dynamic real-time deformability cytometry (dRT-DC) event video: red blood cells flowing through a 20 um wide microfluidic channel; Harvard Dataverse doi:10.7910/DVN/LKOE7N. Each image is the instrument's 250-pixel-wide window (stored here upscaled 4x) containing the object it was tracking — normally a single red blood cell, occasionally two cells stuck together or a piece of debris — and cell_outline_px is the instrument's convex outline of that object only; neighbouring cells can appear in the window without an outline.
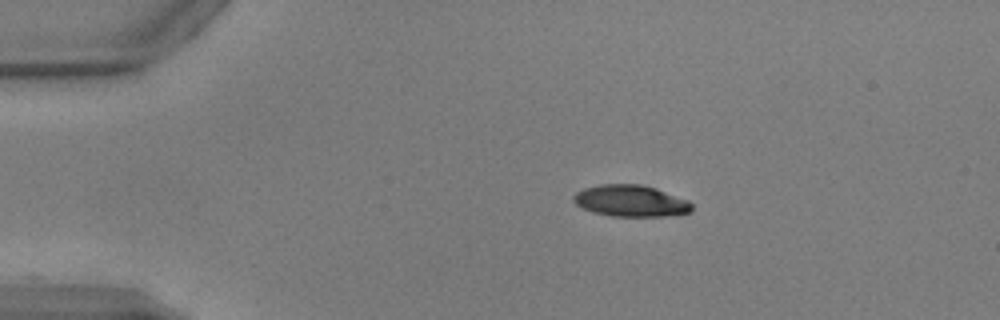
{"species": "common noctule bat (a hibernating species)", "species_latin": "Nyctalus noctula", "temperature_condition": "warm", "stored_images_in_passage": 43, "camera_frame_rate_fps": 3000, "um_per_image_px": 0.085, "animal": {"sex": "male", "body_mass_g": 17.9, "forearm_length_mm": 54.2}, "frame": {"image": 1, "passage_image": 1, "time_ms": 0.0, "image_size_px": [1000, 320], "cell_outline_px": [[692, 212], [668, 216], [612, 216], [592, 212], [576, 204], [572, 200], [572, 196], [576, 192], [584, 188], [600, 184], [640, 184], [656, 188], [688, 200], [692, 204]], "centroid_in_image_um": [53.61, 17.07], "position_along_channel_um": 31.4, "area_um2": 21.85}}
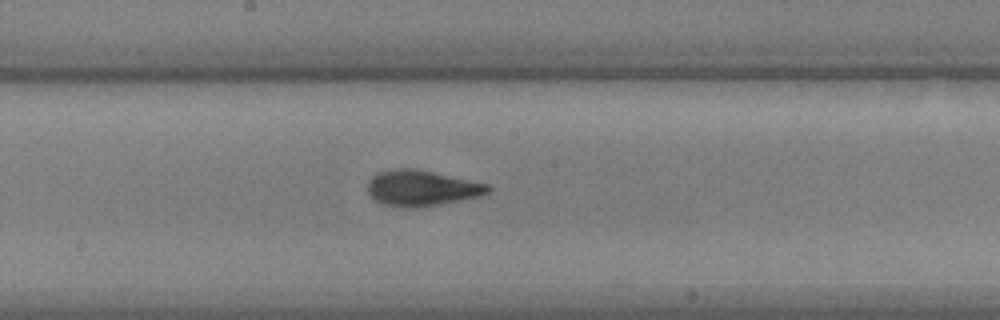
{"frame": {"image": 2, "passage_image": 19, "time_ms": 6.0, "image_size_px": [1000, 320], "cell_outline_px": [[492, 188], [488, 192], [480, 196], [420, 208], [400, 208], [380, 204], [368, 196], [368, 184], [372, 176], [380, 172], [396, 168], [416, 168], [488, 184]], "centroid_in_image_um": [35.8, 16.01], "position_along_channel_um": 212.4, "area_um2": 25.32}}
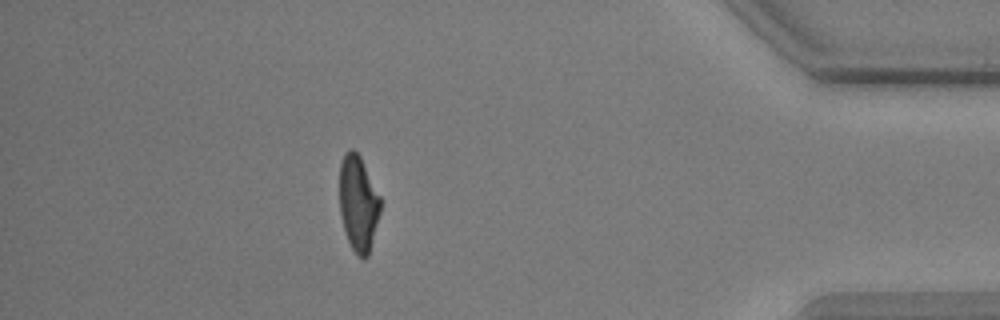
{"frame": {"image": 3, "passage_image": 37, "time_ms": 12.0, "image_size_px": [1000, 320], "cell_outline_px": [[380, 212], [368, 256], [364, 260], [352, 248], [348, 240], [344, 228], [340, 212], [340, 164], [344, 152], [348, 148], [352, 148], [360, 156], [380, 196]], "centroid_in_image_um": [30.45, 17.24], "position_along_channel_um": 404.8, "area_um2": 22.54}, "authors_computed_cell_mechanics": {"area_um2": 23.409, "velocity_mm_per_s": 3.9115, "shape_relaxation_time_tau1_ms": 3.6855, "shape_relaxation_time_tau2_ms": 1.5355, "deformation_change_tau1": 0.1762, "deformation_change_tau2": 0.0868}}